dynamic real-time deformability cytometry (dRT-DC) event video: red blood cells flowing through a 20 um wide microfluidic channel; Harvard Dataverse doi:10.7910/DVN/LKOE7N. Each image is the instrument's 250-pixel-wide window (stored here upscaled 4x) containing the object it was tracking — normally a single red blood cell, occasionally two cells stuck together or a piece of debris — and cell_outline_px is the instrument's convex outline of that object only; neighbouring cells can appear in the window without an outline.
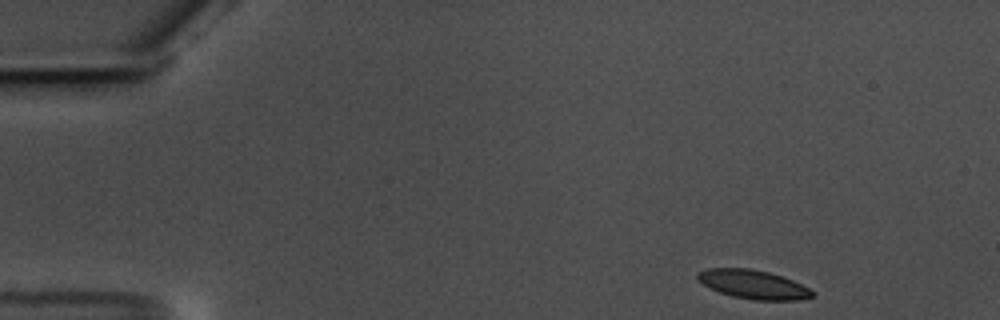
{"species": "common noctule bat (a hibernating species)", "species_latin": "Nyctalus noctula", "temperature_condition": "warm", "stored_images_in_passage": 52, "camera_frame_rate_fps": 3000, "um_per_image_px": 0.085, "animal": {"sex": "male", "body_mass_g": 17.5, "forearm_length_mm": 52.3}, "frame": {"image": 1, "passage_image": 1, "time_ms": 0.0, "image_size_px": [1000, 320], "cell_outline_px": [[816, 296], [796, 300], [756, 300], [732, 296], [720, 292], [704, 284], [696, 276], [696, 272], [708, 268], [752, 268], [784, 276], [816, 292]], "centroid_in_image_um": [64.06, 24.16], "position_along_channel_um": 20.9, "area_um2": 19.25}}
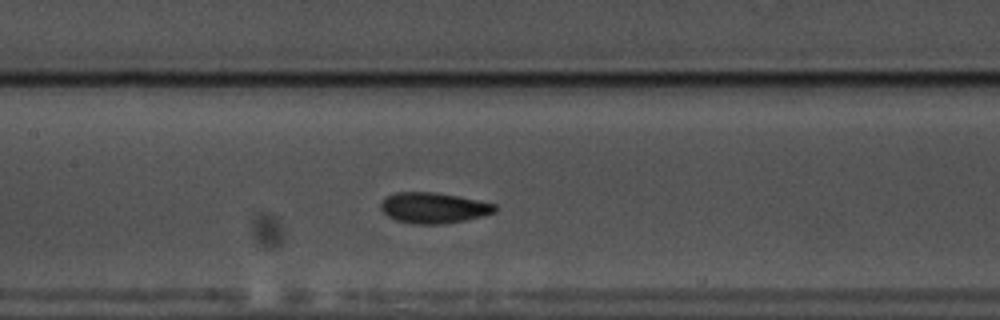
{"frame": {"image": 2, "passage_image": 22, "time_ms": 7.0, "image_size_px": [1000, 320], "cell_outline_px": [[496, 212], [464, 220], [444, 224], [412, 224], [396, 220], [388, 216], [380, 208], [380, 204], [384, 196], [396, 192], [436, 192], [496, 204]], "centroid_in_image_um": [36.8, 17.66], "position_along_channel_um": 170.6, "area_um2": 20.4}}
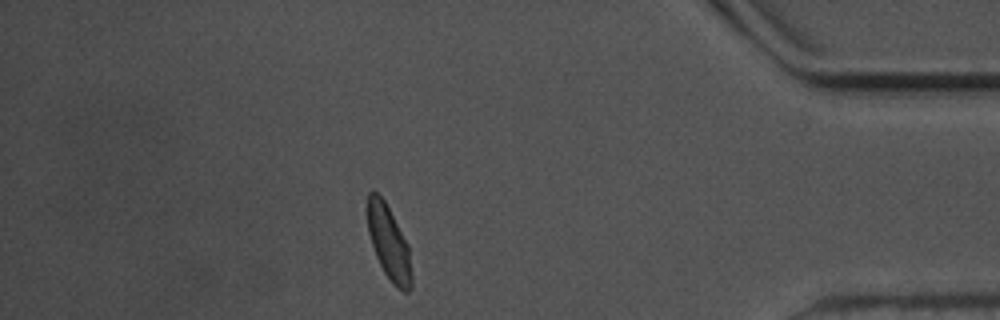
{"frame": {"image": 3, "passage_image": 45, "time_ms": 14.667, "image_size_px": [1000, 320], "cell_outline_px": [[412, 288], [408, 292], [404, 292], [396, 288], [392, 284], [384, 272], [376, 256], [368, 232], [368, 192], [376, 192], [384, 200], [408, 244], [412, 272]], "centroid_in_image_um": [33.08, 20.71], "position_along_channel_um": 402.1, "area_um2": 18.9}, "authors_computed_cell_mechanics": {"area_um2": 19.9121, "velocity_mm_per_s": 3.5233, "shape_relaxation_time_tau1_ms": 3.7409, "shape_relaxation_time_tau2_ms": 1.0707, "deformation_change_tau1": 0.1093, "deformation_change_tau2": 0.0601}}